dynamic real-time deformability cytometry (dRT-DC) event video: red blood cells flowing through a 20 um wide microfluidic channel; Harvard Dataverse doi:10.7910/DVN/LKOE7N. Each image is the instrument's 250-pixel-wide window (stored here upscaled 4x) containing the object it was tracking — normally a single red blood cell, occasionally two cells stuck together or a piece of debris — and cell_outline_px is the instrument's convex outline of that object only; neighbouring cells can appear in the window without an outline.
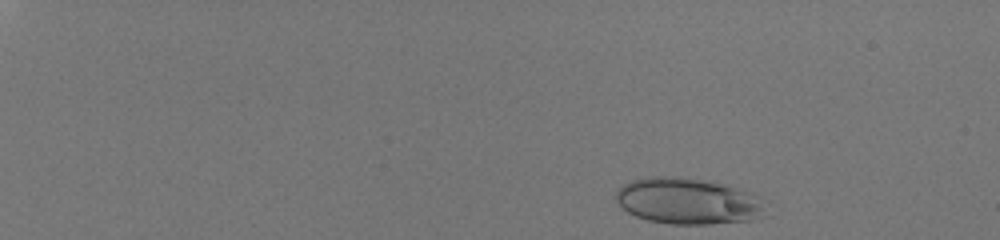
{"species": "human", "species_latin": "Homo sapiens", "temperature_condition": "room temperature", "stored_images_in_passage": 43, "camera_frame_rate_fps": 3000, "um_per_image_px": 0.085, "donor": {"sex": "male"}, "frame": {"image": 1, "passage_image": 2, "time_ms": 0.333, "image_size_px": [1000, 240], "cell_outline_px": [[760, 216], [752, 220], [708, 224], [672, 224], [648, 220], [636, 216], [620, 208], [616, 200], [616, 188], [632, 180], [648, 176], [680, 176], [728, 184], [756, 196], [760, 208]], "centroid_in_image_um": [58.34, 17.07], "position_along_channel_um": 26.7, "area_um2": 40.0}}
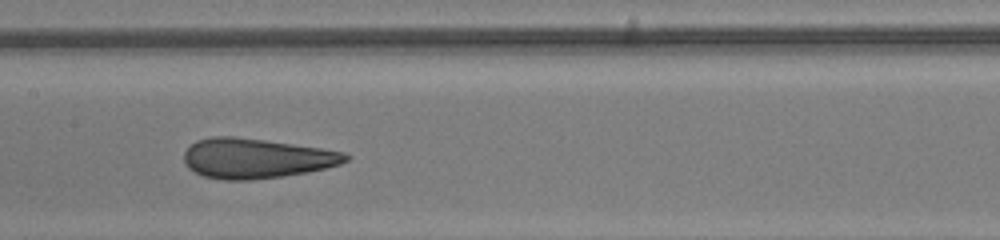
{"frame": {"image": 2, "passage_image": 26, "time_ms": 8.333, "image_size_px": [1000, 240], "cell_outline_px": [[352, 156], [348, 160], [340, 164], [324, 168], [304, 172], [280, 176], [248, 180], [224, 180], [204, 176], [188, 168], [184, 160], [184, 152], [196, 140], [212, 136], [232, 136], [264, 140], [320, 148], [344, 152]], "centroid_in_image_um": [21.75, 13.45], "position_along_channel_um": 185.6, "area_um2": 37.22}}
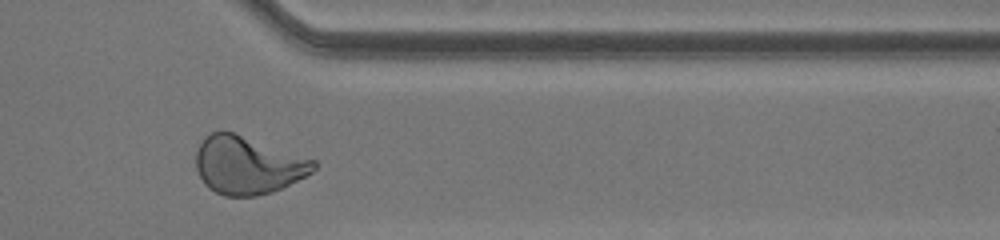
{"frame": {"image": 3, "passage_image": 41, "time_ms": 13.333, "image_size_px": [1000, 240], "cell_outline_px": [[316, 168], [312, 172], [272, 192], [256, 196], [224, 196], [208, 188], [204, 184], [196, 168], [196, 152], [204, 136], [212, 132], [236, 132], [316, 160]], "centroid_in_image_um": [21.04, 14.03], "position_along_channel_um": 390.4, "area_um2": 39.65}}